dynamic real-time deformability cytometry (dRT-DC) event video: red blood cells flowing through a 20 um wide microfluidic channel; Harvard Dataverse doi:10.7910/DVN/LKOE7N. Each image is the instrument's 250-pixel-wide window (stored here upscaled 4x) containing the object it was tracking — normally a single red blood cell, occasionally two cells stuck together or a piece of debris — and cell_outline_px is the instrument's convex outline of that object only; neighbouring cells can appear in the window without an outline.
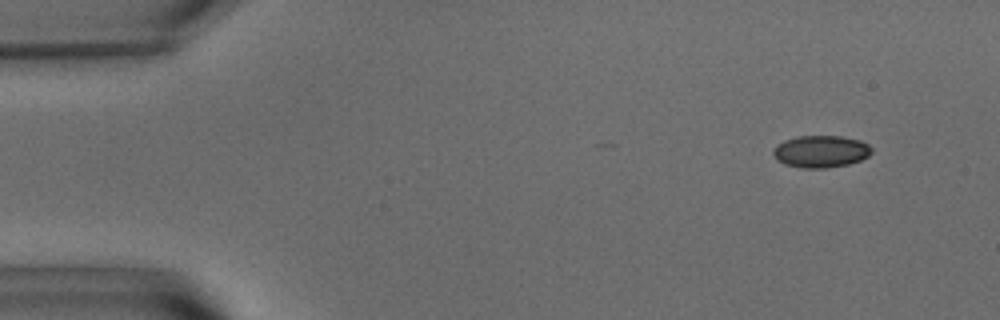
{"species": "common noctule bat (a hibernating species)", "species_latin": "Nyctalus noctula", "temperature_condition": "warm", "stored_images_in_passage": 41, "camera_frame_rate_fps": 3000, "um_per_image_px": 0.085, "animal": {"sex": "male", "body_mass_g": 15.6}, "frame": {"image": 1, "passage_image": 1, "time_ms": 0.0, "image_size_px": [1000, 320], "cell_outline_px": [[872, 152], [868, 156], [860, 160], [848, 164], [824, 168], [804, 168], [784, 164], [772, 152], [772, 148], [776, 144], [784, 140], [796, 136], [840, 136], [860, 140], [868, 144], [872, 148]], "centroid_in_image_um": [69.77, 12.86], "position_along_channel_um": 15.2, "area_um2": 18.38}}
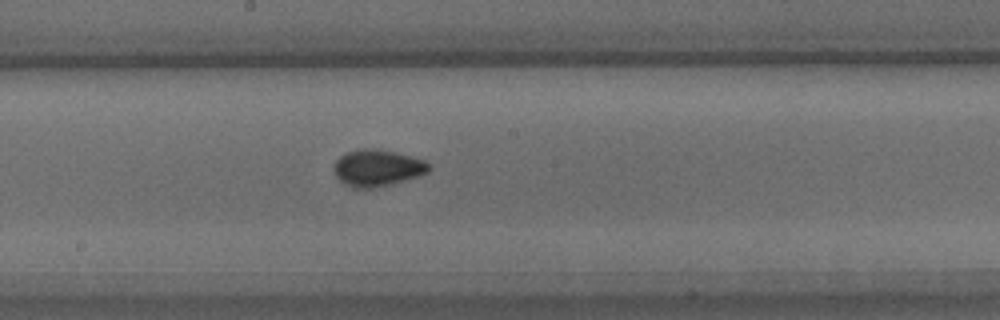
{"frame": {"image": 2, "passage_image": 26, "time_ms": 8.333, "image_size_px": [1000, 320], "cell_outline_px": [[432, 168], [428, 172], [420, 176], [392, 184], [376, 188], [352, 188], [344, 184], [332, 172], [332, 168], [336, 160], [344, 152], [360, 148], [376, 148], [396, 152], [412, 156], [424, 160], [432, 164]], "centroid_in_image_um": [32.08, 14.27], "position_along_channel_um": 216.1, "area_um2": 20.92}}
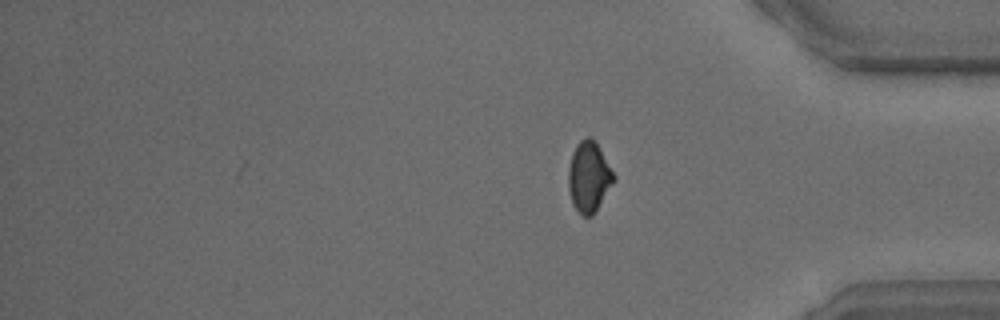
{"frame": {"image": 3, "passage_image": 41, "time_ms": 13.333, "image_size_px": [1000, 320], "cell_outline_px": [[616, 180], [592, 216], [580, 216], [572, 204], [568, 188], [568, 168], [572, 152], [576, 144], [580, 140], [588, 136], [592, 136], [596, 140], [616, 176]], "centroid_in_image_um": [50.06, 15.01], "position_along_channel_um": 385.1, "area_um2": 19.13}, "authors_computed_cell_mechanics": {"area_um2": 18.785, "velocity_mm_per_s": 3.6603, "shape_relaxation_time_tau1_ms": 3.3078, "shape_relaxation_time_tau2_ms": 0.8375, "deformation_change_tau1": 0.0981, "deformation_change_tau2": 0.0426}}